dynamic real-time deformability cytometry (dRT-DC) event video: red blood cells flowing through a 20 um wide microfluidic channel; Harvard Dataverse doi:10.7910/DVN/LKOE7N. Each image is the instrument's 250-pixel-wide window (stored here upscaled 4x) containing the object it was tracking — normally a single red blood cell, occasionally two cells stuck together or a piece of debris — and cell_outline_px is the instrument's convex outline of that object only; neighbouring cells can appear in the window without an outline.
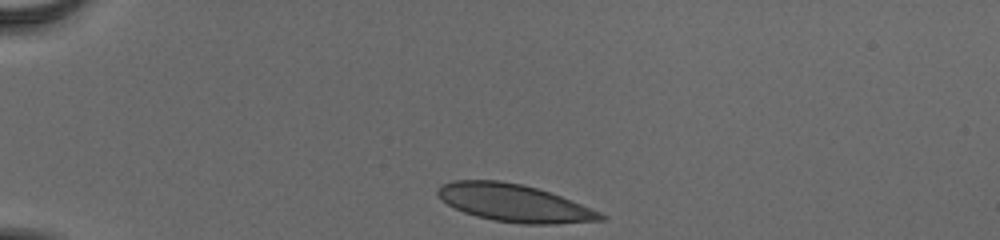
{"species": "human", "species_latin": "Homo sapiens", "temperature_condition": "cold", "stored_images_in_passage": 35, "camera_frame_rate_fps": 3000, "um_per_image_px": 0.085, "donor": {"sex": "male"}, "frame": {"image": 1, "passage_image": 1, "time_ms": 0.0, "image_size_px": [1000, 240], "cell_outline_px": [[608, 216], [604, 220], [556, 224], [520, 224], [492, 220], [476, 216], [464, 212], [448, 204], [436, 192], [436, 188], [440, 184], [452, 180], [500, 180], [520, 184], [536, 188], [560, 196], [600, 212]], "centroid_in_image_um": [43.69, 17.26], "position_along_channel_um": 41.3, "area_um2": 35.43}}
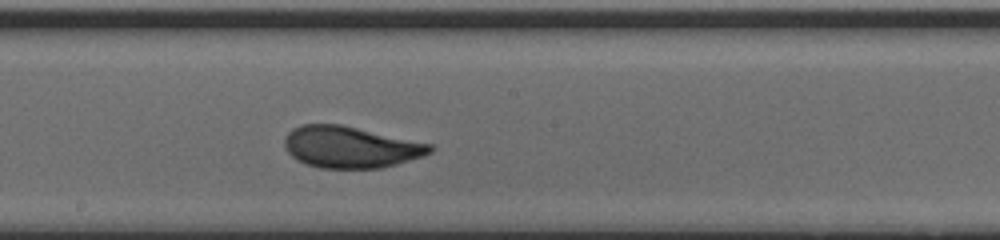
{"frame": {"image": 2, "passage_image": 19, "time_ms": 6.0, "image_size_px": [1000, 240], "cell_outline_px": [[436, 148], [432, 152], [424, 156], [396, 164], [380, 168], [320, 168], [304, 164], [292, 156], [288, 152], [284, 144], [284, 140], [288, 132], [292, 128], [300, 124], [340, 124], [432, 144]], "centroid_in_image_um": [29.79, 12.5], "position_along_channel_um": 218.4, "area_um2": 35.32}}
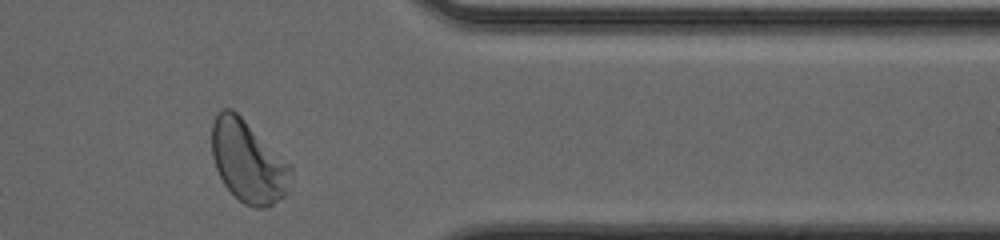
{"frame": {"image": 3, "passage_image": 33, "time_ms": 10.667, "image_size_px": [1000, 240], "cell_outline_px": [[292, 172], [288, 192], [284, 196], [268, 208], [256, 208], [244, 204], [224, 184], [216, 168], [212, 156], [212, 124], [216, 116], [224, 108], [232, 108], [292, 164]], "centroid_in_image_um": [21.13, 13.74], "position_along_channel_um": 390.3, "area_um2": 37.86}, "authors_computed_cell_mechanics": {"area_um2": 35.3158, "velocity_mm_per_s": 3.8658, "shape_relaxation_time_tau1_ms": 3.4306, "shape_relaxation_time_tau2_ms": null, "deformation_change_tau1": 0.1246, "deformation_change_tau2": null}}